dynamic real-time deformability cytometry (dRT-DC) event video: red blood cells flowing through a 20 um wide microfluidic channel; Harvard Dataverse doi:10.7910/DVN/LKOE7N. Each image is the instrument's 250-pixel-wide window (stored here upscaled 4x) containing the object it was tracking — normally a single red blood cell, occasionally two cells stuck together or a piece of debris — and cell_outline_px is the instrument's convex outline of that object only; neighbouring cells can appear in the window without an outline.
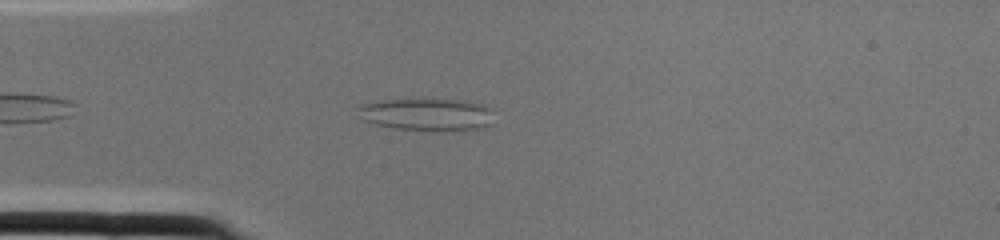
{"species": "common noctule bat (a hibernating species)", "species_latin": "Nyctalus noctula", "temperature_condition": "cold", "stored_images_in_passage": 1, "camera_frame_rate_fps": 3000, "um_per_image_px": 0.085, "animal": {"sex": "female", "body_mass_g": 22.0, "forearm_length_mm": 56.7}, "frame": {"image": 1, "passage_image": 1, "time_ms": 0.0, "image_size_px": [1000, 240], "cell_outline_px": [[492, 124], [484, 128], [432, 132], [396, 128], [376, 124], [364, 120], [352, 108], [356, 104], [372, 100], [460, 100], [484, 104], [492, 108]], "centroid_in_image_um": [36.24, 9.73], "position_along_channel_um": 48.8, "area_um2": 26.36}}